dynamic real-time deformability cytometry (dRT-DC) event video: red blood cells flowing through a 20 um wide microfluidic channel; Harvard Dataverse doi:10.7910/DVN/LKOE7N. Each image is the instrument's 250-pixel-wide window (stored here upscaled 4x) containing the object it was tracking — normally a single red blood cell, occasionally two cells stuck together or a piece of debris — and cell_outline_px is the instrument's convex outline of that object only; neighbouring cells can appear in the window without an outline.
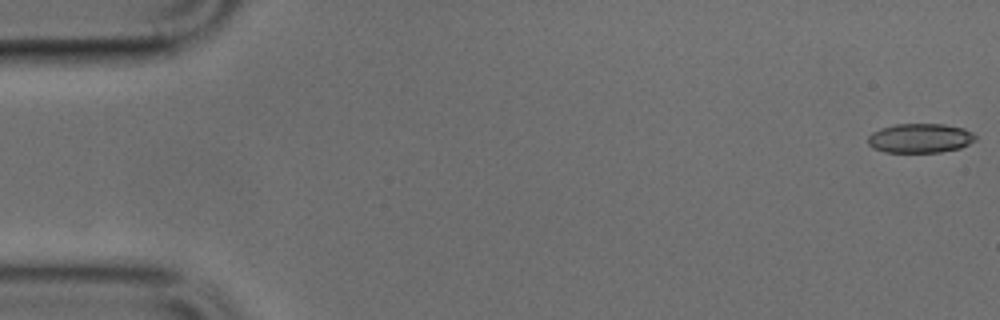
{"species": "common noctule bat (a hibernating species)", "species_latin": "Nyctalus noctula", "temperature_condition": "cold", "stored_images_in_passage": 28, "camera_frame_rate_fps": 3000, "um_per_image_px": 0.085, "animal": {"sex": "male", "body_mass_g": 17.9, "forearm_length_mm": 54.2}, "frame": {"image": 1, "passage_image": 1, "time_ms": 0.0, "image_size_px": [1000, 320], "cell_outline_px": [[976, 140], [960, 148], [940, 152], [884, 152], [872, 148], [868, 144], [868, 136], [872, 132], [880, 128], [896, 124], [944, 124], [964, 128], [972, 132], [976, 136]], "centroid_in_image_um": [78.2, 11.74], "position_along_channel_um": 6.8, "area_um2": 18.5}}
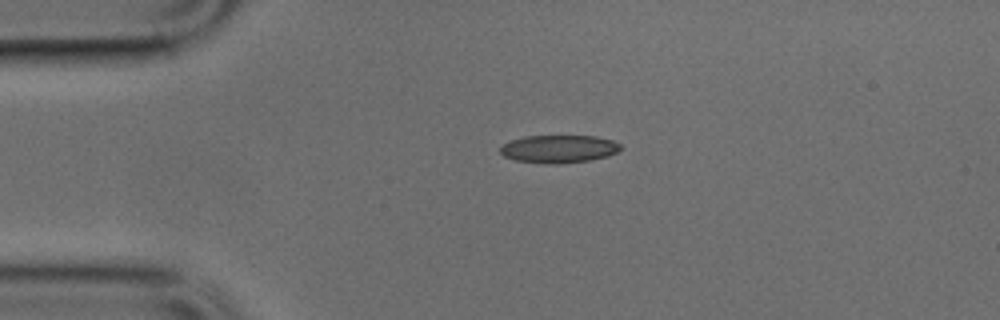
{"frame": {"image": 2, "passage_image": 11, "time_ms": 3.333, "image_size_px": [1000, 320], "cell_outline_px": [[624, 148], [608, 156], [588, 160], [560, 164], [548, 164], [516, 160], [504, 156], [500, 152], [500, 148], [504, 144], [512, 140], [524, 136], [596, 136], [612, 140], [620, 144]], "centroid_in_image_um": [47.52, 12.66], "position_along_channel_um": 37.5, "area_um2": 19.48}}
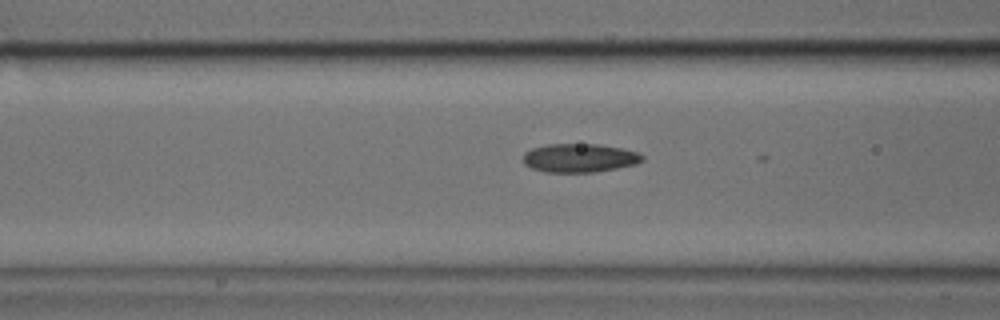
{"frame": {"image": 3, "passage_image": 19, "time_ms": 6.0, "image_size_px": [1000, 320], "cell_outline_px": [[644, 160], [636, 164], [596, 172], [544, 172], [532, 168], [524, 164], [524, 152], [532, 148], [548, 144], [600, 144], [620, 148], [636, 152], [644, 156]], "centroid_in_image_um": [49.25, 13.43], "position_along_channel_um": 117.3, "area_um2": 19.88}}